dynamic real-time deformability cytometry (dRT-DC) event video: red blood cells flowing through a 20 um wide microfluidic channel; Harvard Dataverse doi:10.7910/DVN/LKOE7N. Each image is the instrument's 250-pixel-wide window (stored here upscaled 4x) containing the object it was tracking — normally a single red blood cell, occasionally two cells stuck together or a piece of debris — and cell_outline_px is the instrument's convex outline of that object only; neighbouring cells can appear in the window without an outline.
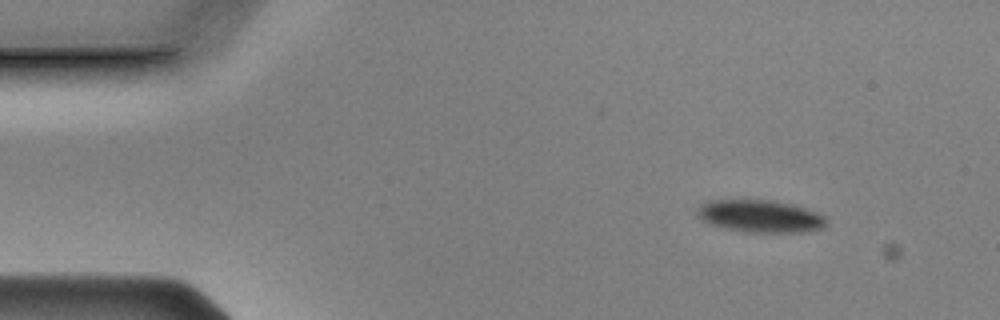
{"species": "Egyptian fruit bat (a non-hibernating species)", "species_latin": "Rousettus aegyptiacus", "temperature_condition": "cold", "stored_images_in_passage": 50, "camera_frame_rate_fps": 3000, "um_per_image_px": 0.085, "animal": {"sex": "male"}, "frame": {"image": 1, "passage_image": 1, "time_ms": 0.0, "image_size_px": [1000, 320], "cell_outline_px": [[816, 220], [812, 224], [744, 224], [716, 220], [708, 212], [708, 208], [720, 204], [760, 204], [784, 208], [800, 212], [812, 216]], "centroid_in_image_um": [64.48, 18.25], "position_along_channel_um": 20.5, "area_um2": 12.2}}
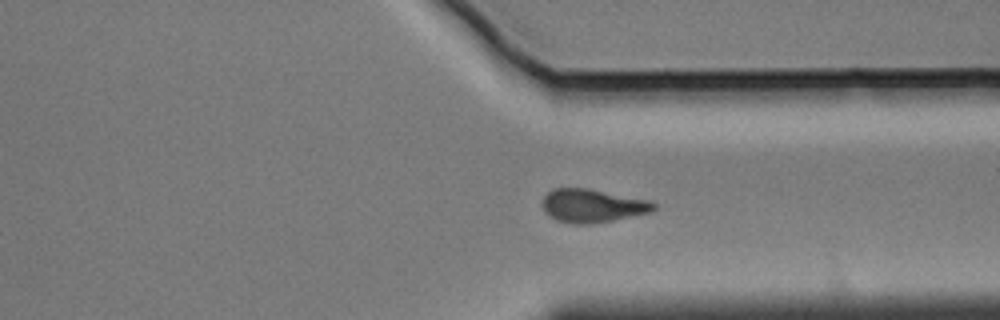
{"frame": {"image": 2, "passage_image": 36, "time_ms": 11.667, "image_size_px": [1000, 320], "cell_outline_px": [[652, 208], [636, 212], [592, 220], [572, 220], [556, 216], [548, 208], [548, 196], [552, 192], [592, 192], [652, 204]], "centroid_in_image_um": [50.29, 17.48], "position_along_channel_um": 361.1, "area_um2": 15.26}}
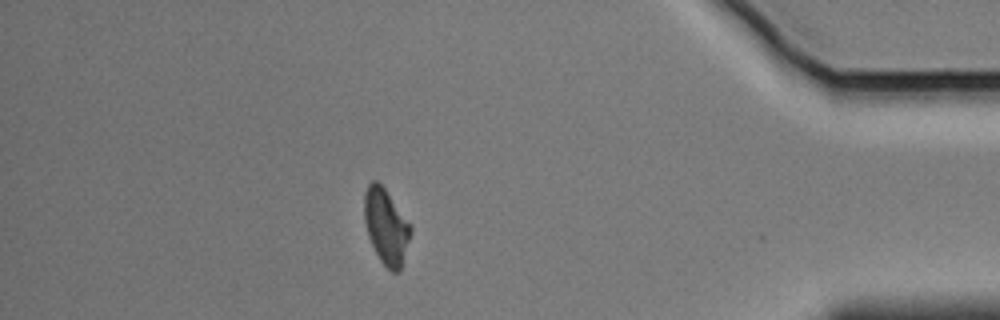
{"frame": {"image": 3, "passage_image": 43, "time_ms": 14.0, "image_size_px": [1000, 320], "cell_outline_px": [[408, 236], [400, 264], [396, 268], [392, 268], [380, 256], [372, 240], [368, 228], [368, 188], [372, 184], [380, 184], [408, 224]], "centroid_in_image_um": [32.85, 19.23], "position_along_channel_um": 402.4, "area_um2": 16.42}}